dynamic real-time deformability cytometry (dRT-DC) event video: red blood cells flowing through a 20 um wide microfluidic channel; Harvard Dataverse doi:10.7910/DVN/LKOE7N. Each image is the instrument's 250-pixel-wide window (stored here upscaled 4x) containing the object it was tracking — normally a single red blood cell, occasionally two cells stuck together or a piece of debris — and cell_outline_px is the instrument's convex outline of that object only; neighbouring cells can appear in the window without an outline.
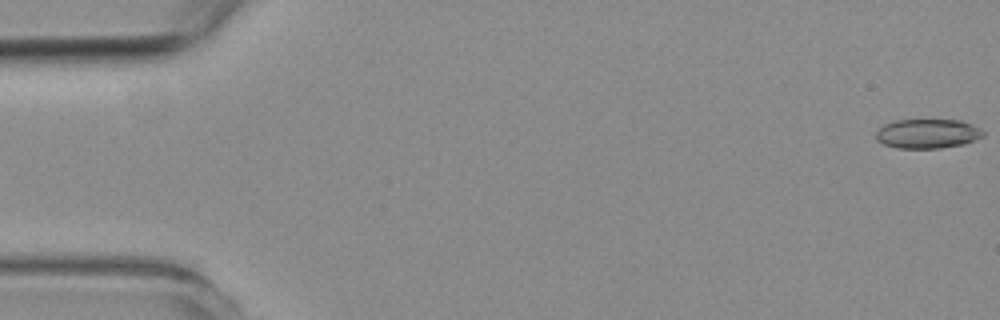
{"species": "common noctule bat (a hibernating species)", "species_latin": "Nyctalus noctula", "temperature_condition": "room temperature", "stored_images_in_passage": 27, "camera_frame_rate_fps": 3000, "um_per_image_px": 0.085, "animal": {"sex": "female", "body_mass_g": 19.3, "forearm_length_mm": 54.1}, "frame": {"image": 1, "passage_image": 1, "time_ms": 0.0, "image_size_px": [1000, 320], "cell_outline_px": [[984, 136], [976, 140], [964, 144], [940, 148], [896, 148], [884, 144], [876, 140], [876, 132], [884, 124], [896, 120], [960, 120], [972, 124], [980, 128], [984, 132]], "centroid_in_image_um": [78.86, 11.36], "position_along_channel_um": 6.1, "area_um2": 18.44}}
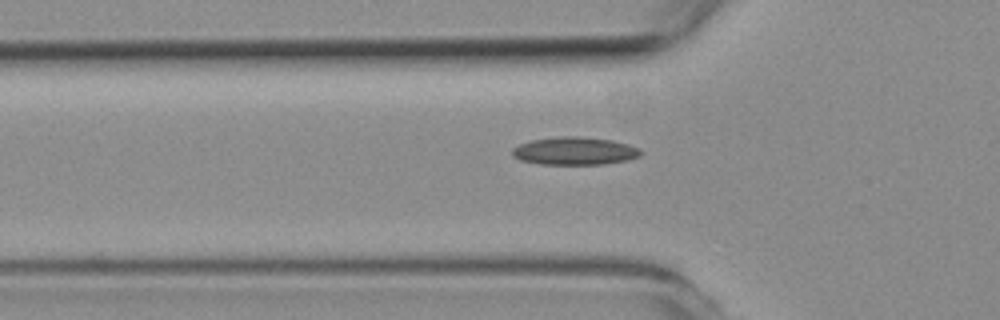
{"frame": {"image": 2, "passage_image": 19, "time_ms": 6.0, "image_size_px": [1000, 320], "cell_outline_px": [[644, 152], [640, 156], [624, 160], [604, 164], [540, 164], [520, 160], [512, 156], [512, 148], [520, 144], [532, 140], [560, 136], [580, 136], [612, 140], [628, 144], [640, 148]], "centroid_in_image_um": [48.85, 12.83], "position_along_channel_um": 76.9, "area_um2": 20.87}}
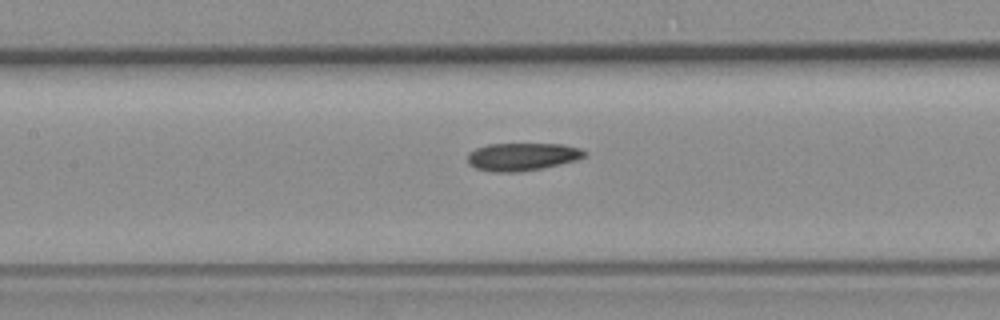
{"frame": {"image": 3, "passage_image": 26, "time_ms": 8.333, "image_size_px": [1000, 320], "cell_outline_px": [[584, 156], [576, 160], [540, 168], [520, 172], [492, 172], [476, 168], [468, 164], [468, 152], [476, 148], [488, 144], [564, 144], [580, 148], [584, 152]], "centroid_in_image_um": [44.33, 13.32], "position_along_channel_um": 163.1, "area_um2": 18.79}}